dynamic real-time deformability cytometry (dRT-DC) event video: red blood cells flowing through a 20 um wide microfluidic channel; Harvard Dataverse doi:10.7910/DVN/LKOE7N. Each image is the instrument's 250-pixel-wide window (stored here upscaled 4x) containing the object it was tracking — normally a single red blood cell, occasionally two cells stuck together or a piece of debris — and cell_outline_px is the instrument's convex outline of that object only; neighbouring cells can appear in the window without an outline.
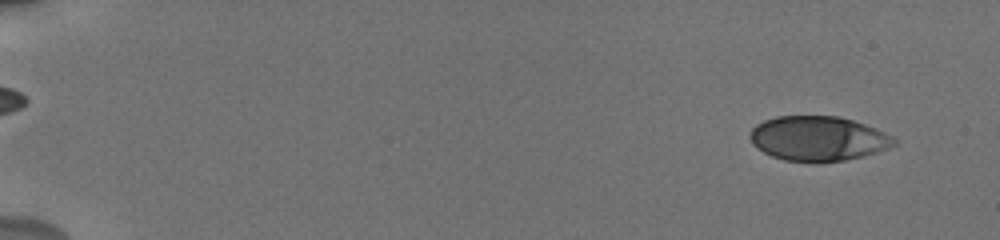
{"species": "human", "species_latin": "Homo sapiens", "temperature_condition": "cold", "stored_images_in_passage": 5, "camera_frame_rate_fps": 3000, "um_per_image_px": 0.085, "donor": {"sex": "male"}, "frame": {"image": 1, "passage_image": 1, "time_ms": 0.0, "image_size_px": [1000, 240], "cell_outline_px": [[896, 144], [888, 148], [864, 156], [844, 160], [784, 160], [772, 156], [764, 152], [752, 144], [752, 128], [756, 124], [764, 120], [776, 116], [840, 116], [876, 128], [892, 136], [896, 140]], "centroid_in_image_um": [69.56, 11.75], "position_along_channel_um": 15.4, "area_um2": 36.88}}
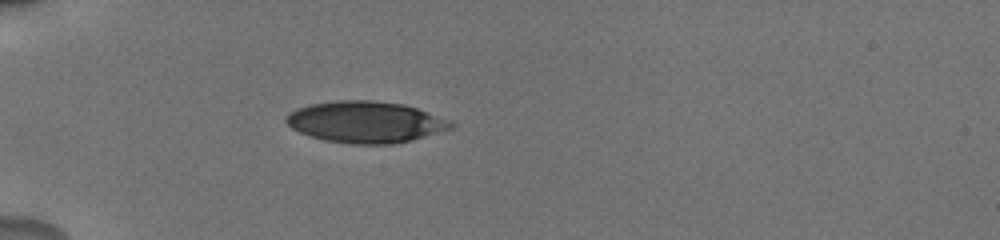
{"frame": {"image": 2, "passage_image": 5, "time_ms": 4.667, "image_size_px": [1000, 240], "cell_outline_px": [[456, 124], [452, 128], [412, 140], [392, 144], [352, 144], [324, 140], [300, 132], [292, 128], [284, 120], [284, 116], [288, 112], [296, 108], [312, 104], [336, 100], [372, 100], [404, 104], [452, 120]], "centroid_in_image_um": [31.07, 10.36], "position_along_channel_um": 53.9, "area_um2": 39.94}}